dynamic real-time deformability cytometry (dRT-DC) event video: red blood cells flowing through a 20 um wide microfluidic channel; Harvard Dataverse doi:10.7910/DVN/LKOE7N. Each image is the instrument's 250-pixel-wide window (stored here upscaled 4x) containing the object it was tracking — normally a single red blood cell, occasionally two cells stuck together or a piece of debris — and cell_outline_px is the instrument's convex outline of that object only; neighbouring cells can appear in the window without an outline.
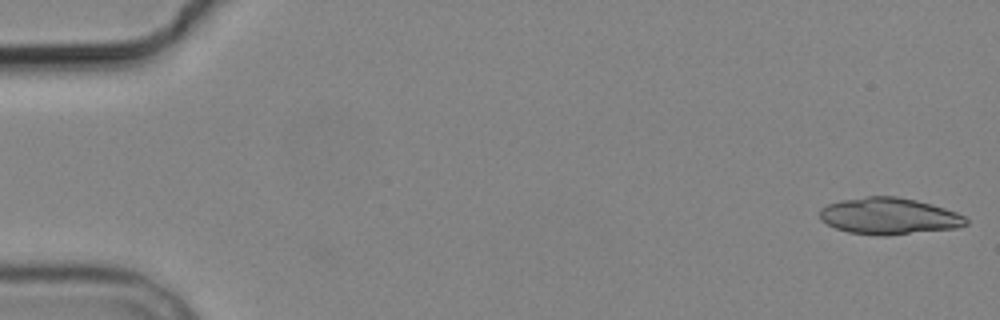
{"species": "common noctule bat (a hibernating species)", "species_latin": "Nyctalus noctula", "temperature_condition": "cold", "stored_images_in_passage": 5, "camera_frame_rate_fps": 3000, "um_per_image_px": 0.085, "animal": {"sex": "male", "body_mass_g": 19.2, "forearm_length_mm": 51.8}, "frame": {"image": 1, "passage_image": 1, "time_ms": 0.0, "image_size_px": [1000, 320], "cell_outline_px": [[968, 224], [956, 228], [888, 236], [880, 236], [848, 232], [836, 228], [820, 220], [820, 208], [828, 204], [840, 200], [868, 196], [896, 196], [916, 200], [932, 204], [956, 212], [964, 216], [968, 220]], "centroid_in_image_um": [75.56, 18.37], "position_along_channel_um": 9.4, "area_um2": 31.33}}